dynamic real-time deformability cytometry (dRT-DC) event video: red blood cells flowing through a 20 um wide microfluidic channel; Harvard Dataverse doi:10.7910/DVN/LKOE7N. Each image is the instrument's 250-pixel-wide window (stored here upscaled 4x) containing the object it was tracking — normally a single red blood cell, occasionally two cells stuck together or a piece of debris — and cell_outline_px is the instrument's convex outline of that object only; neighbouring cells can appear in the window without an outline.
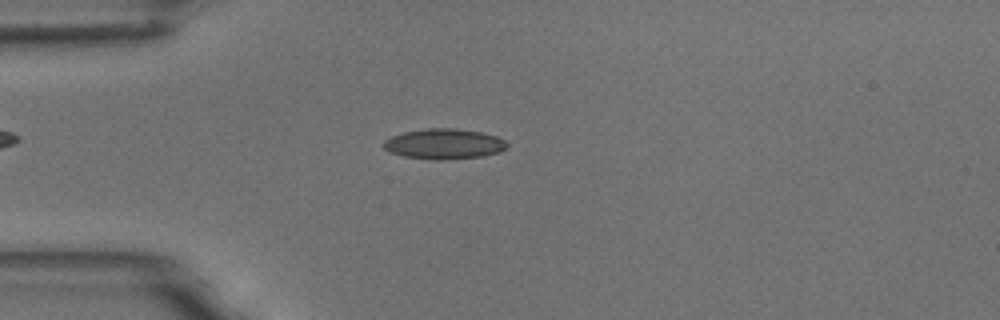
{"species": "common noctule bat (a hibernating species)", "species_latin": "Nyctalus noctula", "temperature_condition": "room temperature", "stored_images_in_passage": 54, "camera_frame_rate_fps": 3000, "um_per_image_px": 0.085, "animal": {"sex": "male", "body_mass_g": 18.8}, "frame": {"image": 1, "passage_image": 14, "time_ms": 4.333, "image_size_px": [1000, 320], "cell_outline_px": [[508, 144], [500, 152], [484, 156], [440, 160], [436, 160], [404, 156], [392, 152], [384, 148], [384, 140], [392, 136], [404, 132], [428, 128], [456, 128], [480, 132], [496, 136], [504, 140]], "centroid_in_image_um": [37.76, 12.23], "position_along_channel_um": 47.2, "area_um2": 21.62}}
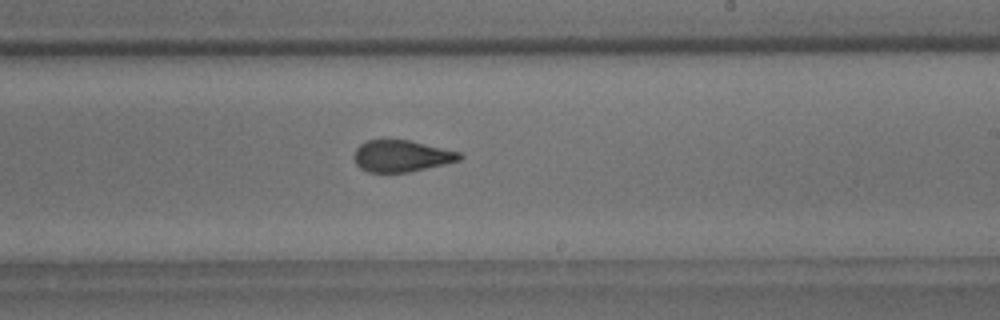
{"frame": {"image": 2, "passage_image": 32, "time_ms": 10.333, "image_size_px": [1000, 320], "cell_outline_px": [[464, 156], [460, 160], [444, 164], [408, 172], [368, 172], [360, 168], [356, 164], [352, 156], [356, 148], [360, 144], [368, 140], [408, 140], [460, 152]], "centroid_in_image_um": [34.1, 13.26], "position_along_channel_um": 254.9, "area_um2": 19.36}}
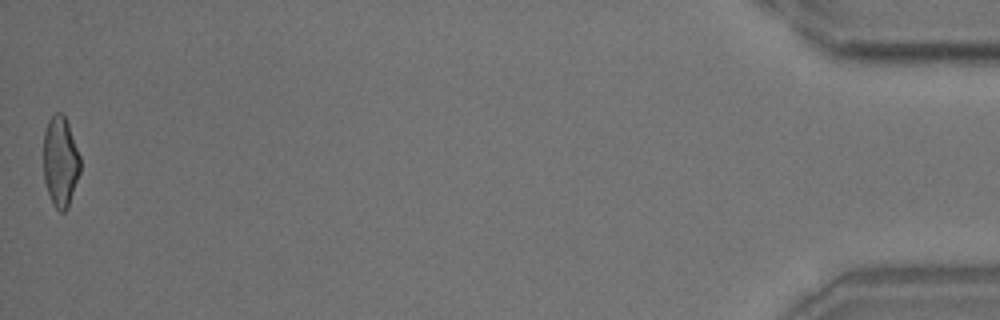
{"frame": {"image": 3, "passage_image": 54, "time_ms": 17.667, "image_size_px": [1000, 320], "cell_outline_px": [[80, 172], [68, 208], [64, 212], [60, 212], [52, 204], [44, 180], [44, 132], [48, 120], [56, 112], [60, 112], [64, 116], [68, 124], [80, 156]], "centroid_in_image_um": [5.13, 13.76], "position_along_channel_um": 430.1, "area_um2": 19.31}, "authors_computed_cell_mechanics": {"area_um2": 19.8832, "velocity_mm_per_s": 3.687, "shape_relaxation_time_tau1_ms": 10.2162, "shape_relaxation_time_tau2_ms": 1.5045, "deformation_change_tau1": 0.2211, "deformation_change_tau2": 0.0706}}